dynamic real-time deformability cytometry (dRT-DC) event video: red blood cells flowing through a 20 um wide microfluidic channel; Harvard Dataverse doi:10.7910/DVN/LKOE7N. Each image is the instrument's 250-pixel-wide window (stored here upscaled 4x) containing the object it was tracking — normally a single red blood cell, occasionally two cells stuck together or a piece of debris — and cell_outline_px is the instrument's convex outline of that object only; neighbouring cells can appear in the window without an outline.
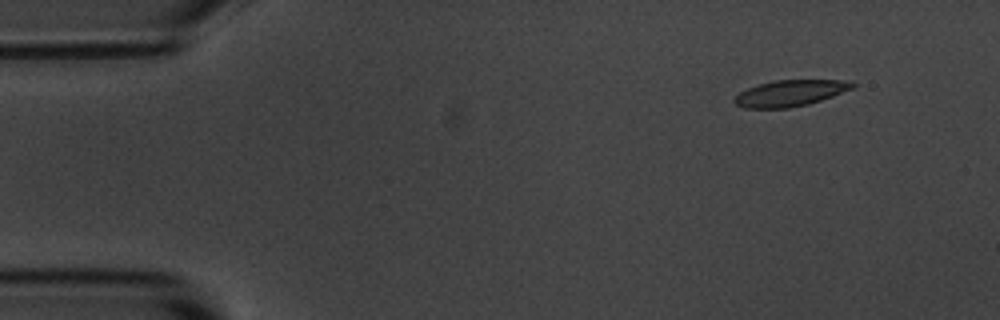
{"species": "common noctule bat (a hibernating species)", "species_latin": "Nyctalus noctula", "temperature_condition": "room temperature", "stored_images_in_passage": 4, "camera_frame_rate_fps": 3000, "um_per_image_px": 0.085, "animal": {"sex": "male", "body_mass_g": 20.1, "forearm_length_mm": 53.5}, "frame": {"image": 1, "passage_image": 1, "time_ms": 0.0, "image_size_px": [1000, 320], "cell_outline_px": [[856, 88], [808, 104], [788, 108], [744, 108], [736, 104], [732, 100], [740, 92], [748, 88], [772, 80], [852, 80], [856, 84]], "centroid_in_image_um": [67.21, 7.91], "position_along_channel_um": 17.8, "area_um2": 18.09}}
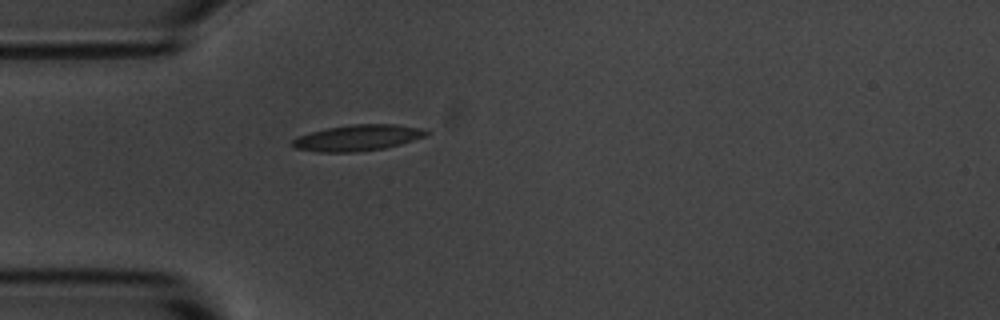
{"frame": {"image": 2, "passage_image": 4, "time_ms": 3.333, "image_size_px": [1000, 320], "cell_outline_px": [[432, 132], [424, 136], [400, 144], [384, 148], [352, 152], [316, 152], [296, 148], [288, 144], [292, 140], [300, 136], [312, 132], [328, 128], [352, 124], [396, 124], [420, 128]], "centroid_in_image_um": [30.38, 11.71], "position_along_channel_um": 54.6, "area_um2": 20.11}}